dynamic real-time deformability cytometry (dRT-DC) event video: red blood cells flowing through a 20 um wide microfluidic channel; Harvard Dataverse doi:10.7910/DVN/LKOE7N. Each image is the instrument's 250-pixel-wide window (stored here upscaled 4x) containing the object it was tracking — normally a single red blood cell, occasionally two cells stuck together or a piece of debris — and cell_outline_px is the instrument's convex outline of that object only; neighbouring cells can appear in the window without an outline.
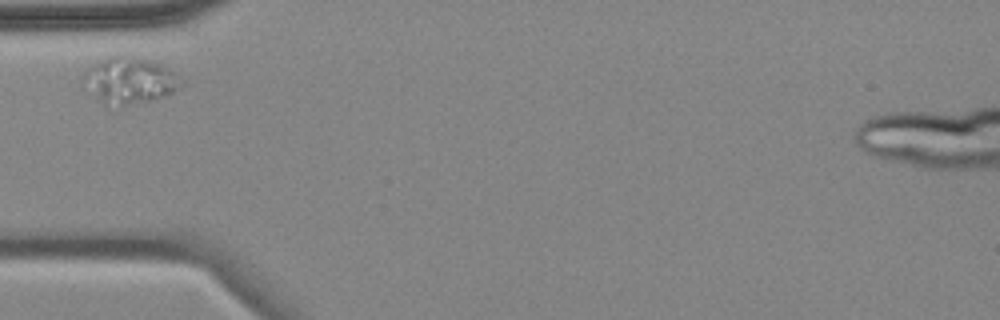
{"species": "common noctule bat (a hibernating species)", "species_latin": "Nyctalus noctula", "temperature_condition": "cold", "stored_images_in_passage": 5, "camera_frame_rate_fps": 3000, "um_per_image_px": 0.085, "animal": {"sex": "female", "body_mass_g": 18.4}, "frame": {"image": 1, "passage_image": 1, "time_ms": 0.0, "image_size_px": [1000, 320], "cell_outline_px": [[184, 84], [172, 92], [160, 96], [144, 100], [124, 104], [120, 104], [104, 100], [84, 76], [84, 72], [108, 56], [116, 52], [148, 60], [160, 64], [172, 72]], "centroid_in_image_um": [11.11, 6.72], "position_along_channel_um": 73.9, "area_um2": 24.16}}
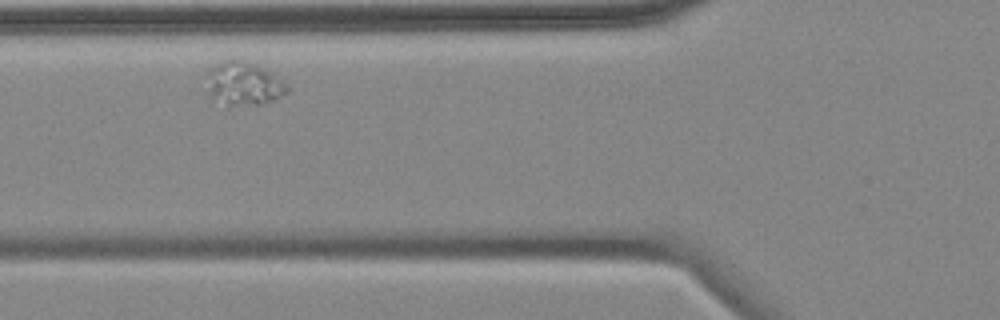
{"frame": {"image": 2, "passage_image": 2, "time_ms": 1.0, "image_size_px": [1000, 320], "cell_outline_px": [[288, 92], [264, 104], [224, 108], [212, 96], [204, 76], [204, 72], [216, 64], [224, 60], [244, 60], [268, 72], [288, 84]], "centroid_in_image_um": [20.64, 7.16], "position_along_channel_um": 105.2, "area_um2": 20.58}}
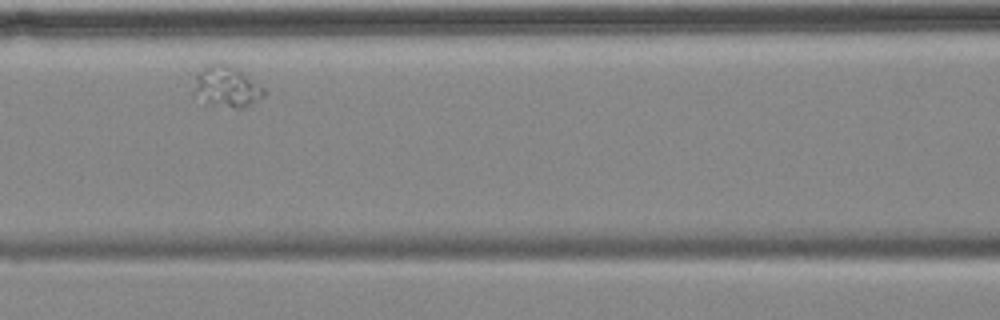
{"frame": {"image": 3, "passage_image": 3, "time_ms": 2.333, "image_size_px": [1000, 320], "cell_outline_px": [[264, 96], [244, 108], [236, 108], [208, 100], [196, 88], [196, 72], [208, 64], [224, 60], [232, 64], [264, 88]], "centroid_in_image_um": [19.36, 7.25], "position_along_channel_um": 147.2, "area_um2": 15.95}}